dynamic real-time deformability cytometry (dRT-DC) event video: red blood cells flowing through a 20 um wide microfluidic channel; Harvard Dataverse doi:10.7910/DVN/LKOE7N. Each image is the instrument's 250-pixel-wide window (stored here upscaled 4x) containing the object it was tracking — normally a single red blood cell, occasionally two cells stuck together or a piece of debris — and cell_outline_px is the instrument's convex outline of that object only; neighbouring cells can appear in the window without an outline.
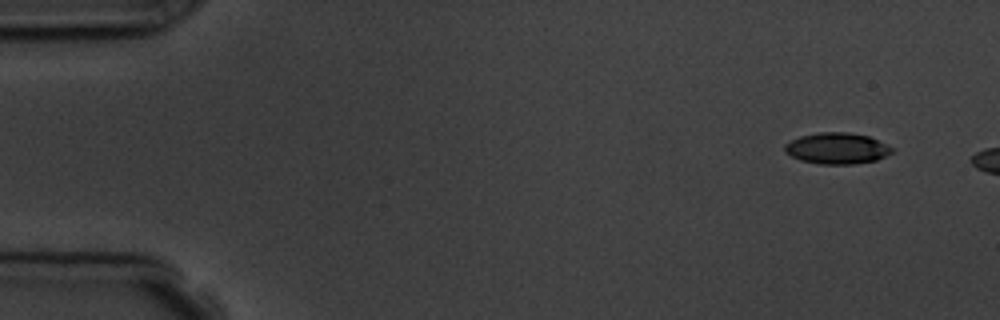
{"species": "common noctule bat (a hibernating species)", "species_latin": "Nyctalus noctula", "temperature_condition": "room temperature", "stored_images_in_passage": 2, "camera_frame_rate_fps": 3000, "um_per_image_px": 0.085, "animal": {"sex": "male", "body_mass_g": 19.5, "forearm_length_mm": 54.6}, "frame": {"image": 1, "passage_image": 1, "time_ms": 0.0, "image_size_px": [1000, 320], "cell_outline_px": [[896, 148], [892, 152], [876, 160], [852, 164], [820, 164], [800, 160], [784, 152], [784, 144], [800, 136], [820, 132], [848, 132], [868, 136]], "centroid_in_image_um": [71.14, 12.61], "position_along_channel_um": 13.9, "area_um2": 19.48}}